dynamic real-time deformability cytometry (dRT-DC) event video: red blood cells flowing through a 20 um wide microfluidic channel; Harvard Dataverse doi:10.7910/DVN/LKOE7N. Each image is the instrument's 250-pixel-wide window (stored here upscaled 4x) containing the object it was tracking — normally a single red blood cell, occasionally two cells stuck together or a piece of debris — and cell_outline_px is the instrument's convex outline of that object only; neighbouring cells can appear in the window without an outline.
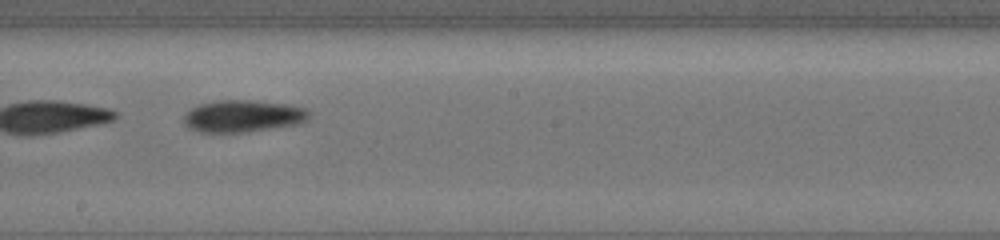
{"species": "common noctule bat (a hibernating species)", "species_latin": "Nyctalus noctula", "temperature_condition": "cold", "stored_images_in_passage": 15, "camera_frame_rate_fps": 3000, "um_per_image_px": 0.085, "animal": {"sex": "female", "body_mass_g": 19.5, "forearm_length_mm": 54.1}, "frame": {"image": 1, "passage_image": 11, "time_ms": 8.667, "image_size_px": [1000, 240], "cell_outline_px": [[312, 116], [308, 120], [300, 124], [248, 132], [204, 132], [192, 128], [184, 124], [184, 116], [192, 108], [200, 104], [216, 100], [252, 100], [288, 104], [308, 108], [312, 112]], "centroid_in_image_um": [20.77, 9.86], "position_along_channel_um": 227.4, "area_um2": 23.64}}